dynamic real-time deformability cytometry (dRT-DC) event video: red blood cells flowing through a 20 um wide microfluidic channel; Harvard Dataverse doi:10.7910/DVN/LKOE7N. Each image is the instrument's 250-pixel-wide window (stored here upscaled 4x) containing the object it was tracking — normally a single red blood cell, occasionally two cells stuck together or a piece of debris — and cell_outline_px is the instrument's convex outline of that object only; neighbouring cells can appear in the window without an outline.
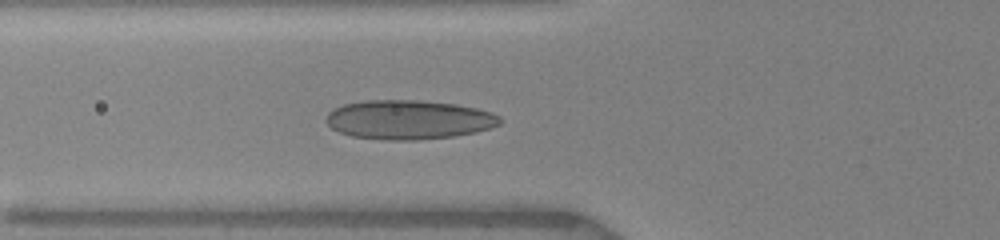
{"species": "human", "species_latin": "Homo sapiens", "temperature_condition": "warm", "stored_images_in_passage": 13, "camera_frame_rate_fps": 3000, "um_per_image_px": 0.085, "donor": {"sex": "female"}, "frame": {"image": 1, "passage_image": 13, "time_ms": 5.0, "image_size_px": [1000, 240], "cell_outline_px": [[504, 120], [500, 124], [476, 132], [452, 136], [416, 140], [388, 140], [352, 136], [340, 132], [332, 128], [324, 120], [328, 112], [344, 104], [368, 100], [416, 100], [456, 104], [476, 108], [492, 112], [500, 116]], "centroid_in_image_um": [34.75, 10.17], "position_along_channel_um": 91.0, "area_um2": 39.65}}